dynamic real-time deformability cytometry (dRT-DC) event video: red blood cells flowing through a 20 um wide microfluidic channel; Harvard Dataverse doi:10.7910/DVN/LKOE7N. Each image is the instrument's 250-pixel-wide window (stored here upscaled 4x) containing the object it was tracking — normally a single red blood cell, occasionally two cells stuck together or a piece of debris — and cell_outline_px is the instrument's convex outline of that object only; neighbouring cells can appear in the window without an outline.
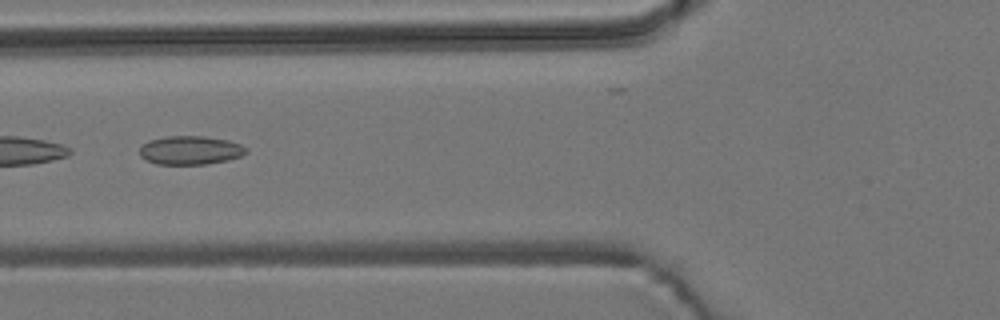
{"species": "common noctule bat (a hibernating species)", "species_latin": "Nyctalus noctula", "temperature_condition": "room temperature", "stored_images_in_passage": 6, "camera_frame_rate_fps": 3000, "um_per_image_px": 0.085, "animal": {"sex": "male", "body_mass_g": 19.2, "forearm_length_mm": 51.8}, "frame": {"image": 1, "passage_image": 3, "time_ms": 2.333, "image_size_px": [1000, 320], "cell_outline_px": [[248, 152], [240, 156], [228, 160], [204, 164], [156, 164], [140, 156], [140, 148], [148, 140], [168, 136], [204, 136], [228, 140], [240, 144], [248, 148]], "centroid_in_image_um": [16.2, 12.76], "position_along_channel_um": 109.6, "area_um2": 17.74}}
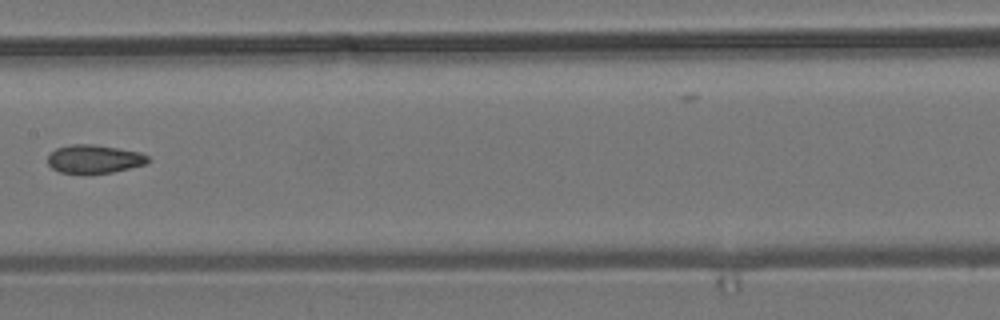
{"frame": {"image": 2, "passage_image": 5, "time_ms": 4.667, "image_size_px": [1000, 320], "cell_outline_px": [[148, 160], [144, 164], [112, 172], [60, 172], [52, 168], [48, 164], [48, 156], [56, 148], [72, 144], [92, 144], [140, 152], [148, 156]], "centroid_in_image_um": [7.98, 13.49], "position_along_channel_um": 199.4, "area_um2": 16.07}}
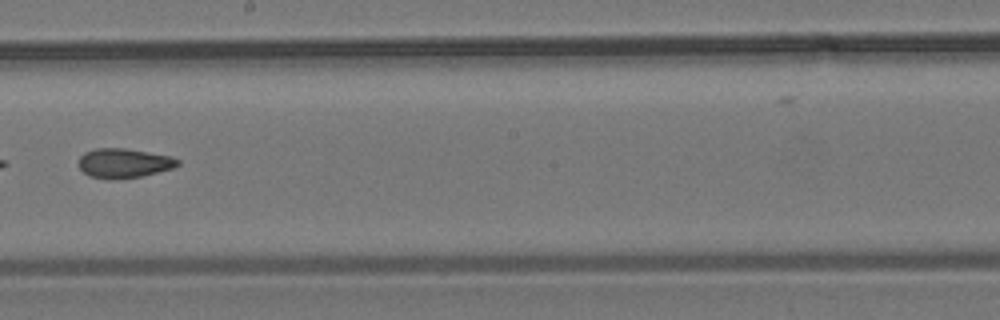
{"frame": {"image": 3, "passage_image": 6, "time_ms": 5.667, "image_size_px": [1000, 320], "cell_outline_px": [[180, 164], [172, 168], [140, 176], [92, 176], [84, 172], [80, 168], [80, 156], [84, 152], [96, 148], [124, 148], [172, 156], [180, 160]], "centroid_in_image_um": [10.58, 13.8], "position_along_channel_um": 237.6, "area_um2": 16.13}}